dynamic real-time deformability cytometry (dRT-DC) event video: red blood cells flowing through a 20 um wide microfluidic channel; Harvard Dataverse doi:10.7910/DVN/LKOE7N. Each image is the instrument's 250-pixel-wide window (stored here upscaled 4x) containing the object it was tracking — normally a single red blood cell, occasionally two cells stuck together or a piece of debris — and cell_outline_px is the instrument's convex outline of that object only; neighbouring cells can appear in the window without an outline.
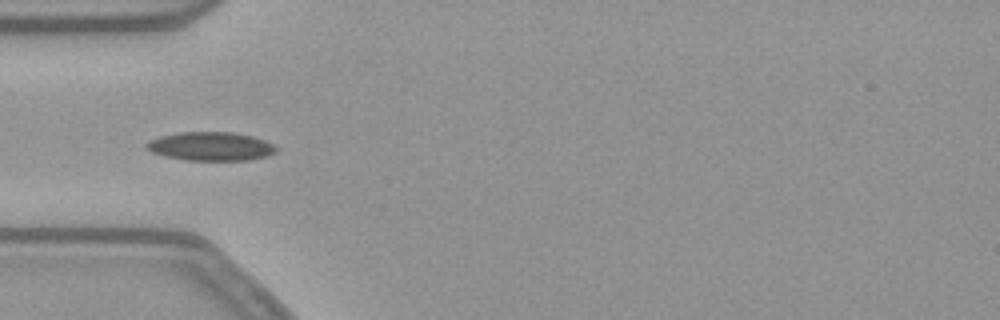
{"species": "common noctule bat (a hibernating species)", "species_latin": "Nyctalus noctula", "temperature_condition": "warm", "stored_images_in_passage": 32, "camera_frame_rate_fps": 3000, "um_per_image_px": 0.085, "animal": {"sex": "female", "body_mass_g": 21.9}, "frame": {"image": 1, "passage_image": 5, "time_ms": 1.333, "image_size_px": [1000, 320], "cell_outline_px": [[276, 152], [268, 156], [248, 160], [184, 160], [164, 156], [152, 152], [144, 148], [144, 144], [148, 140], [160, 136], [180, 132], [232, 132], [252, 136], [264, 140], [272, 144], [276, 148]], "centroid_in_image_um": [17.86, 12.44], "position_along_channel_um": 67.1, "area_um2": 21.79}, "authors_computed_cell_mechanics": {"area_um2": 19.2474, "velocity_mm_per_s": 3.7699, "shape_relaxation_time_tau1_ms": 2.0448, "shape_relaxation_time_tau2_ms": 2.6872, "deformation_change_tau1": 0.0981, "deformation_change_tau2": 0.0751}}